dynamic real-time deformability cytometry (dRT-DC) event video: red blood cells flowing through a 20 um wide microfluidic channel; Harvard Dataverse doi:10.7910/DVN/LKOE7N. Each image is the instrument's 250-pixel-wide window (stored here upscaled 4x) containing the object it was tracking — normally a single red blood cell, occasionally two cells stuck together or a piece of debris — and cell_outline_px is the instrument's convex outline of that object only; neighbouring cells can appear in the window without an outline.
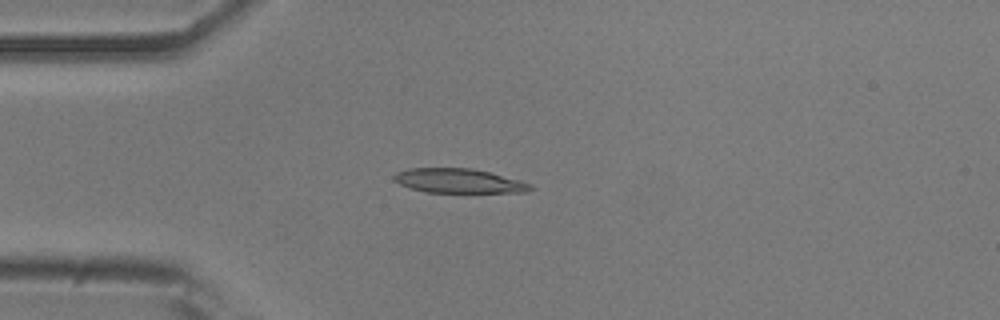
{"species": "common noctule bat (a hibernating species)", "species_latin": "Nyctalus noctula", "temperature_condition": "room temperature", "stored_images_in_passage": 16, "camera_frame_rate_fps": 3000, "um_per_image_px": 0.085, "animal": {"sex": "male", "body_mass_g": 20.5, "forearm_length_mm": 52.5}, "frame": {"image": 1, "passage_image": 1, "time_ms": 0.0, "image_size_px": [1000, 320], "cell_outline_px": [[536, 188], [528, 192], [428, 192], [412, 188], [400, 184], [392, 180], [392, 176], [396, 172], [408, 168], [472, 168], [520, 180], [532, 184]], "centroid_in_image_um": [39.0, 15.37], "position_along_channel_um": 46.0, "area_um2": 19.36}}
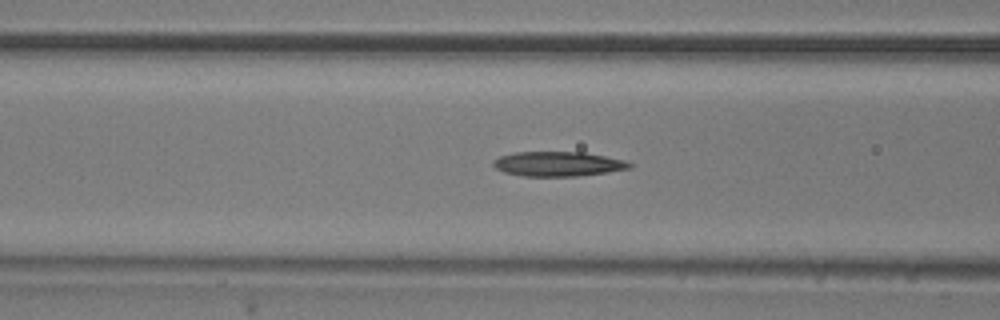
{"frame": {"image": 2, "passage_image": 8, "time_ms": 2.333, "image_size_px": [1000, 320], "cell_outline_px": [[632, 168], [608, 172], [576, 176], [524, 176], [504, 172], [496, 168], [492, 164], [492, 160], [500, 156], [516, 152], [584, 152], [624, 160], [632, 164]], "centroid_in_image_um": [47.42, 13.93], "position_along_channel_um": 119.2, "area_um2": 19.54}}
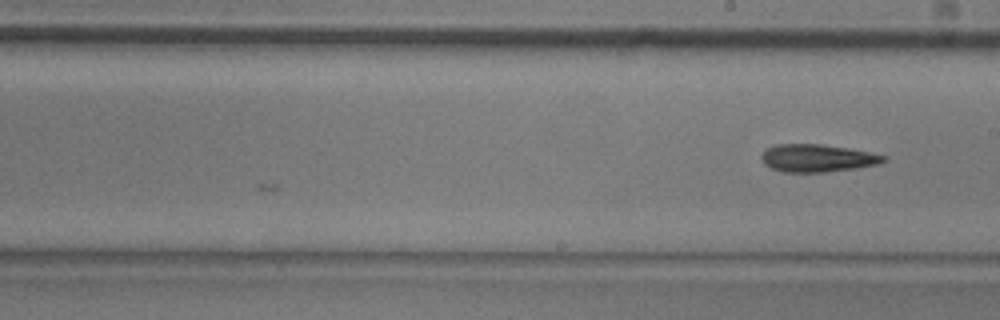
{"frame": {"image": 3, "passage_image": 16, "time_ms": 5.0, "image_size_px": [1000, 320], "cell_outline_px": [[888, 156], [880, 164], [856, 168], [824, 172], [784, 172], [772, 168], [764, 164], [760, 156], [768, 148], [776, 144], [820, 144], [868, 152]], "centroid_in_image_um": [69.46, 13.44], "position_along_channel_um": 219.5, "area_um2": 19.42}}